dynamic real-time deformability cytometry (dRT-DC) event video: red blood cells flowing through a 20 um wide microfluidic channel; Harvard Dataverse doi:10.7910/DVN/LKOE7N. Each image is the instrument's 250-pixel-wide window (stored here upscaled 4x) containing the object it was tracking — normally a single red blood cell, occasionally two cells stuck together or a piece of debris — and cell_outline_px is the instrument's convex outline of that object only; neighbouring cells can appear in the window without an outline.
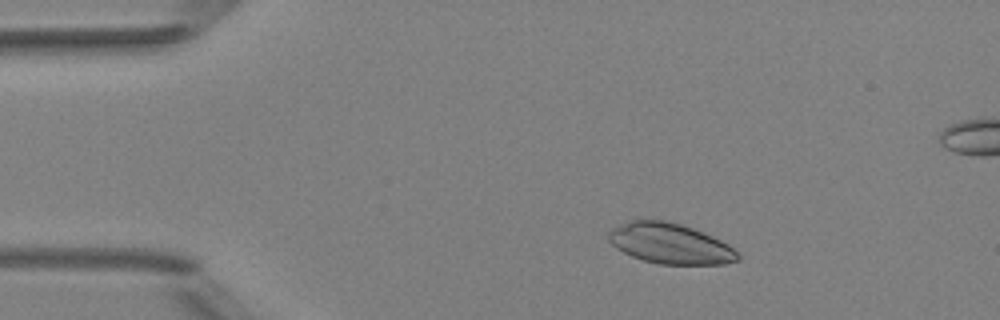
{"species": "Egyptian fruit bat (a non-hibernating species)", "species_latin": "Rousettus aegyptiacus", "temperature_condition": "room temperature", "stored_images_in_passage": 3, "camera_frame_rate_fps": 3000, "um_per_image_px": 0.085, "animal": {"sex": "female"}, "frame": {"image": 1, "passage_image": 2, "time_ms": 1.333, "image_size_px": [1000, 320], "cell_outline_px": [[740, 260], [724, 264], [660, 264], [644, 260], [632, 256], [616, 248], [608, 240], [608, 232], [612, 228], [620, 224], [632, 220], [664, 220], [680, 224], [692, 228], [712, 236], [728, 244], [740, 256]], "centroid_in_image_um": [56.95, 20.7], "position_along_channel_um": 28.1, "area_um2": 30.23}}